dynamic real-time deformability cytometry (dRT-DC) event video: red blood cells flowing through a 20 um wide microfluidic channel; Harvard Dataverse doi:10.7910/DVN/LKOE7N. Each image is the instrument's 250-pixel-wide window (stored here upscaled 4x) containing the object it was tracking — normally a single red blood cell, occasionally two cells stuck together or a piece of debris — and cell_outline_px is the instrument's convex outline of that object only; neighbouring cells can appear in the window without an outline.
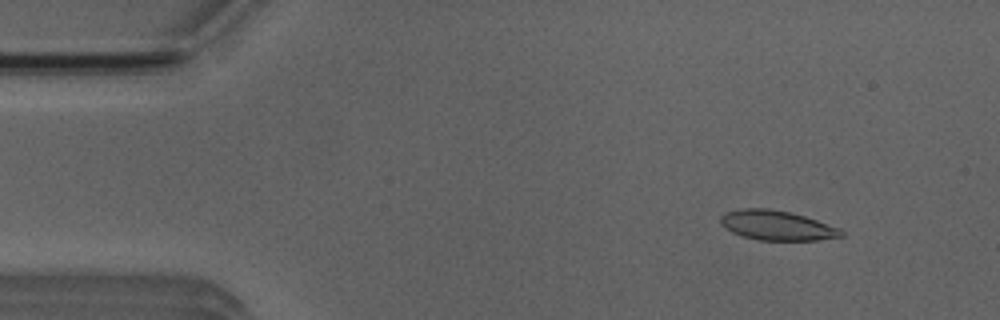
{"species": "Egyptian fruit bat (a non-hibernating species)", "species_latin": "Rousettus aegyptiacus", "temperature_condition": "room temperature", "stored_images_in_passage": 4, "camera_frame_rate_fps": 3000, "um_per_image_px": 0.085, "animal": {"sex": "male"}, "frame": {"image": 1, "passage_image": 2, "time_ms": 1.0, "image_size_px": [1000, 320], "cell_outline_px": [[844, 236], [816, 240], [760, 240], [740, 236], [732, 232], [720, 224], [720, 216], [728, 212], [744, 208], [768, 208], [788, 212], [804, 216], [840, 228], [844, 232]], "centroid_in_image_um": [66.03, 19.17], "position_along_channel_um": 19.0, "area_um2": 20.75}}